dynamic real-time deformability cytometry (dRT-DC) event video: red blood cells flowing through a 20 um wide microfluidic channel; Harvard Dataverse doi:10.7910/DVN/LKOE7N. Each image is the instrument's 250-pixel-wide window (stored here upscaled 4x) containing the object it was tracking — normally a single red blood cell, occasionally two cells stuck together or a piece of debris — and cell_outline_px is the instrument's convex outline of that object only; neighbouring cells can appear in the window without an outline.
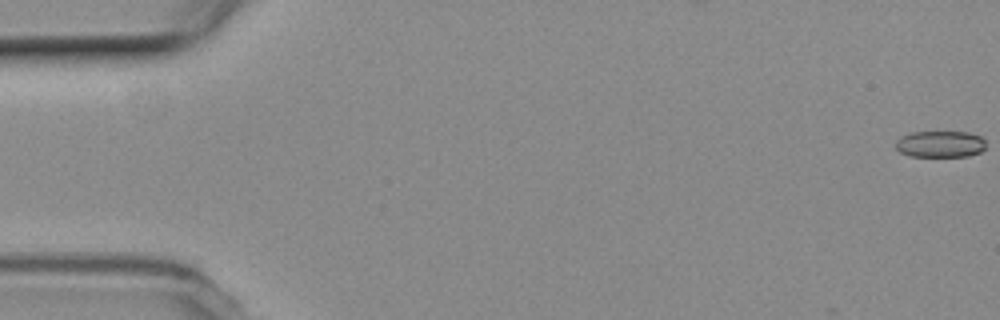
{"species": "common noctule bat (a hibernating species)", "species_latin": "Nyctalus noctula", "temperature_condition": "room temperature", "stored_images_in_passage": 56, "camera_frame_rate_fps": 3000, "um_per_image_px": 0.085, "animal": {"sex": "female", "body_mass_g": 19.3, "forearm_length_mm": 54.1}, "frame": {"image": 1, "passage_image": 1, "time_ms": 0.0, "image_size_px": [1000, 320], "cell_outline_px": [[984, 148], [980, 152], [968, 156], [908, 156], [900, 152], [896, 148], [896, 140], [900, 136], [912, 132], [968, 132], [980, 136], [984, 140]], "centroid_in_image_um": [79.89, 12.24], "position_along_channel_um": 5.1, "area_um2": 13.93}}
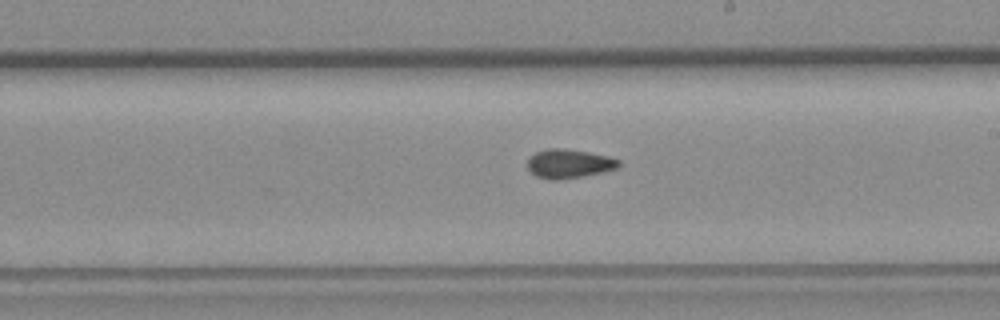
{"frame": {"image": 2, "passage_image": 32, "time_ms": 10.333, "image_size_px": [1000, 320], "cell_outline_px": [[620, 164], [616, 168], [584, 176], [556, 180], [552, 180], [536, 176], [528, 168], [528, 160], [536, 152], [548, 148], [560, 148], [588, 152], [608, 156], [620, 160]], "centroid_in_image_um": [48.36, 13.91], "position_along_channel_um": 240.6, "area_um2": 15.14}}
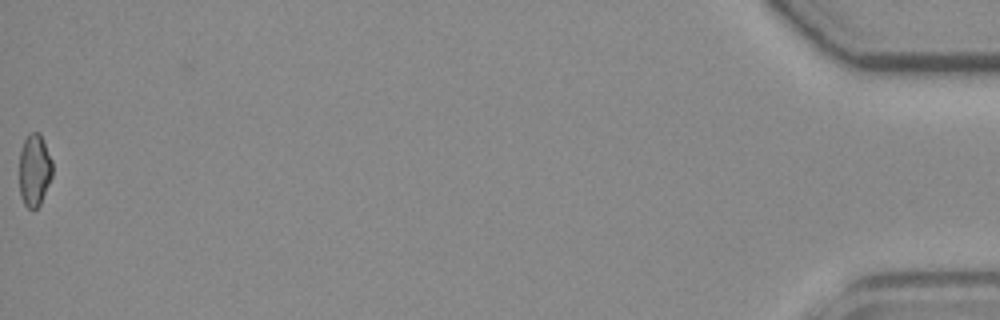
{"frame": {"image": 3, "passage_image": 56, "time_ms": 18.333, "image_size_px": [1000, 320], "cell_outline_px": [[52, 176], [40, 204], [36, 208], [28, 208], [24, 204], [20, 196], [20, 152], [24, 140], [28, 132], [40, 132], [44, 140], [52, 160]], "centroid_in_image_um": [2.93, 14.42], "position_along_channel_um": 432.3, "area_um2": 13.99}, "authors_computed_cell_mechanics": {"area_um2": 15.028, "velocity_mm_per_s": 3.7647, "shape_relaxation_time_tau1_ms": null, "shape_relaxation_time_tau2_ms": 2.6036, "deformation_change_tau1": null, "deformation_change_tau2": 0.0843}}